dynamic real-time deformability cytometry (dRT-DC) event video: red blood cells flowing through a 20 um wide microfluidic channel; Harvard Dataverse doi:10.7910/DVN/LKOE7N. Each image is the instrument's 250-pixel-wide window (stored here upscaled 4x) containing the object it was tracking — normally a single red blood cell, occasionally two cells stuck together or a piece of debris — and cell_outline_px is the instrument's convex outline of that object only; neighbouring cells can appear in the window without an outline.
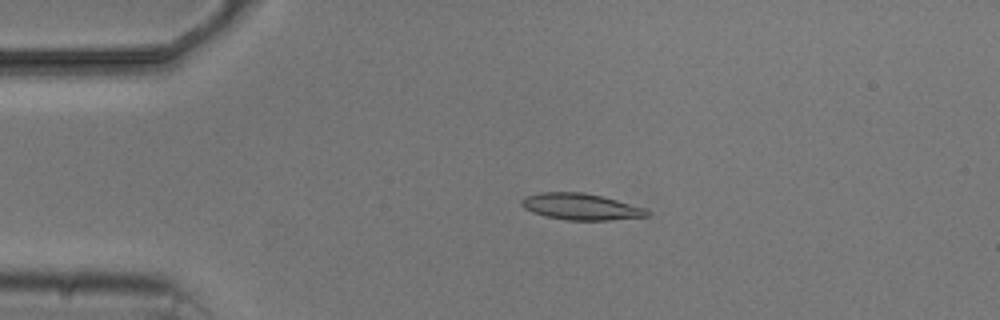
{"species": "common noctule bat (a hibernating species)", "species_latin": "Nyctalus noctula", "temperature_condition": "cold", "stored_images_in_passage": 4, "camera_frame_rate_fps": 3000, "um_per_image_px": 0.085, "animal": {"sex": "male", "body_mass_g": 20.5, "forearm_length_mm": 52.5}, "frame": {"image": 1, "passage_image": 3, "time_ms": 3.667, "image_size_px": [1000, 320], "cell_outline_px": [[652, 212], [648, 216], [608, 220], [568, 220], [544, 216], [532, 212], [524, 208], [520, 204], [520, 200], [524, 196], [540, 192], [584, 192], [604, 196], [644, 208]], "centroid_in_image_um": [49.34, 17.56], "position_along_channel_um": 35.7, "area_um2": 19.48}}